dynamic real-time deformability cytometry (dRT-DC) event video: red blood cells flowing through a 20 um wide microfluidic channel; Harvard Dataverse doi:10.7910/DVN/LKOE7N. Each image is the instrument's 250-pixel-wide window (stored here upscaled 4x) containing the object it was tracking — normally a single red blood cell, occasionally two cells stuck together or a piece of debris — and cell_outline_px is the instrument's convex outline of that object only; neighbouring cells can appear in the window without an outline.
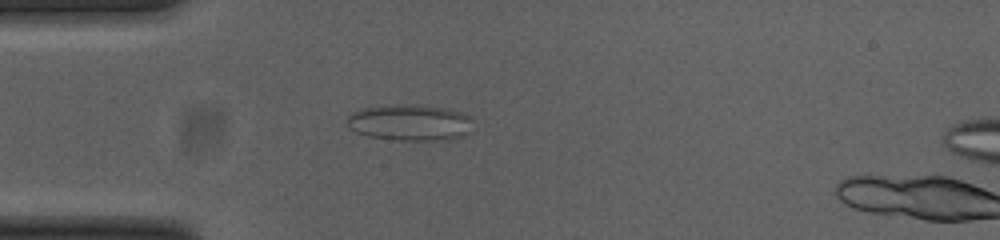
{"species": "common noctule bat (a hibernating species)", "species_latin": "Nyctalus noctula", "temperature_condition": "cold", "stored_images_in_passage": 15, "camera_frame_rate_fps": 3000, "um_per_image_px": 0.085, "animal": {"sex": "female", "body_mass_g": 23.0, "forearm_length_mm": 53.4}, "frame": {"image": 1, "passage_image": 13, "time_ms": 4.0, "image_size_px": [1000, 240], "cell_outline_px": [[472, 116], [468, 132], [464, 136], [448, 140], [396, 140], [368, 136], [356, 132], [348, 124], [348, 116], [352, 112], [360, 108], [444, 108], [464, 112]], "centroid_in_image_um": [34.89, 10.49], "position_along_channel_um": 50.1, "area_um2": 25.26}}